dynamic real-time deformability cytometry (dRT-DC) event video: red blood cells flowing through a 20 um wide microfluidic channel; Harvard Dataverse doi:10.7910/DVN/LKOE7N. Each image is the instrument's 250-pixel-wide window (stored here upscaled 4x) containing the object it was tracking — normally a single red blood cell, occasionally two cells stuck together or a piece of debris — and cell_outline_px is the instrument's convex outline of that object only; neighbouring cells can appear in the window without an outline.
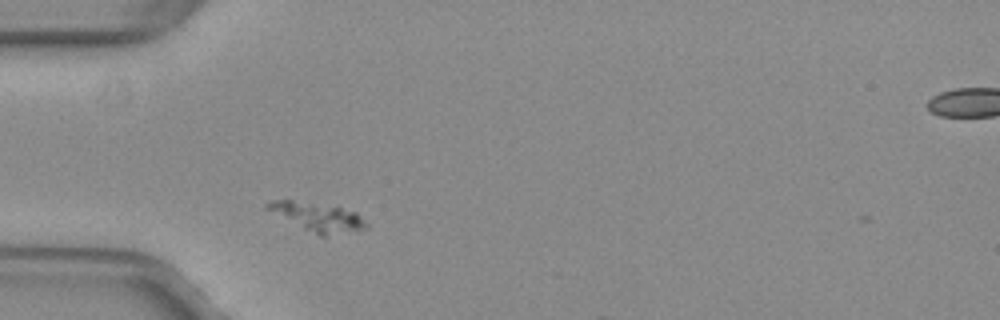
{"species": "common noctule bat (a hibernating species)", "species_latin": "Nyctalus noctula", "temperature_condition": "warm", "stored_images_in_passage": 5, "camera_frame_rate_fps": 3000, "um_per_image_px": 0.085, "animal": {"sex": "female", "body_mass_g": 29.2, "forearm_length_mm": 56.3}, "frame": {"image": 1, "passage_image": 1, "time_ms": 0.0, "image_size_px": [1000, 320], "cell_outline_px": [[368, 228], [328, 236], [320, 236], [264, 208], [264, 204], [272, 200], [292, 200], [340, 208], [356, 212], [368, 224]], "centroid_in_image_um": [27.01, 18.45], "position_along_channel_um": 58.0, "area_um2": 16.01}}
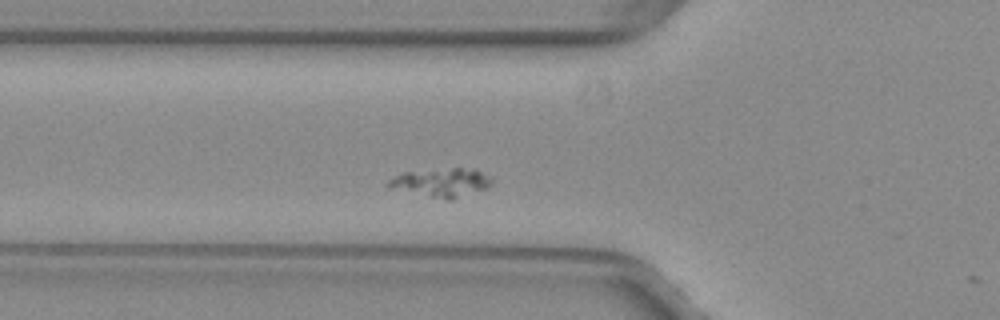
{"frame": {"image": 2, "passage_image": 4, "time_ms": 1.0, "image_size_px": [1000, 320], "cell_outline_px": [[492, 184], [488, 188], [452, 200], [448, 200], [384, 184], [388, 180], [404, 172], [452, 168], [476, 168], [488, 176], [492, 180]], "centroid_in_image_um": [37.65, 15.49], "position_along_channel_um": 88.1, "area_um2": 16.65}}